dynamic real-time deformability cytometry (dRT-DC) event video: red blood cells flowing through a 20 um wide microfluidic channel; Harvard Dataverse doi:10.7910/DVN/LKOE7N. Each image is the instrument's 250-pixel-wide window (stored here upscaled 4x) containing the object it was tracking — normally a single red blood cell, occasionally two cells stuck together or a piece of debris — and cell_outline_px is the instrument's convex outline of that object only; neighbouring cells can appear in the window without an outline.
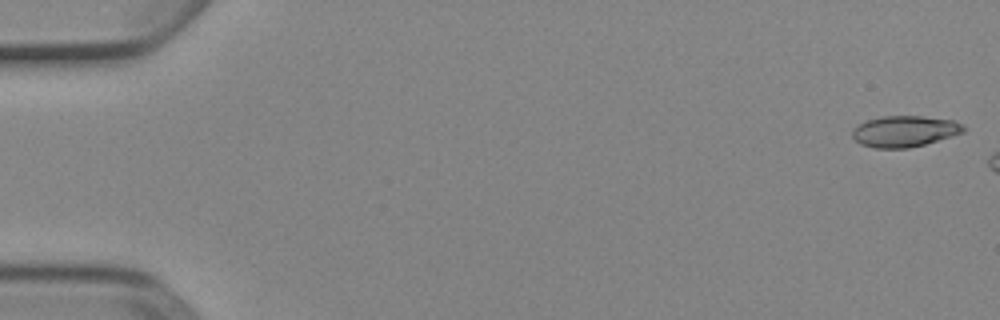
{"species": "Egyptian fruit bat (a non-hibernating species)", "species_latin": "Rousettus aegyptiacus", "temperature_condition": "cold", "stored_images_in_passage": 3, "camera_frame_rate_fps": 3000, "um_per_image_px": 0.085, "animal": {"sex": "female"}, "frame": {"image": 1, "passage_image": 1, "time_ms": 0.0, "image_size_px": [1000, 320], "cell_outline_px": [[968, 128], [964, 132], [924, 144], [908, 148], [876, 148], [860, 144], [852, 136], [852, 132], [860, 124], [868, 120], [884, 116], [920, 116], [952, 120], [964, 124]], "centroid_in_image_um": [76.93, 11.16], "position_along_channel_um": 8.1, "area_um2": 19.94}}